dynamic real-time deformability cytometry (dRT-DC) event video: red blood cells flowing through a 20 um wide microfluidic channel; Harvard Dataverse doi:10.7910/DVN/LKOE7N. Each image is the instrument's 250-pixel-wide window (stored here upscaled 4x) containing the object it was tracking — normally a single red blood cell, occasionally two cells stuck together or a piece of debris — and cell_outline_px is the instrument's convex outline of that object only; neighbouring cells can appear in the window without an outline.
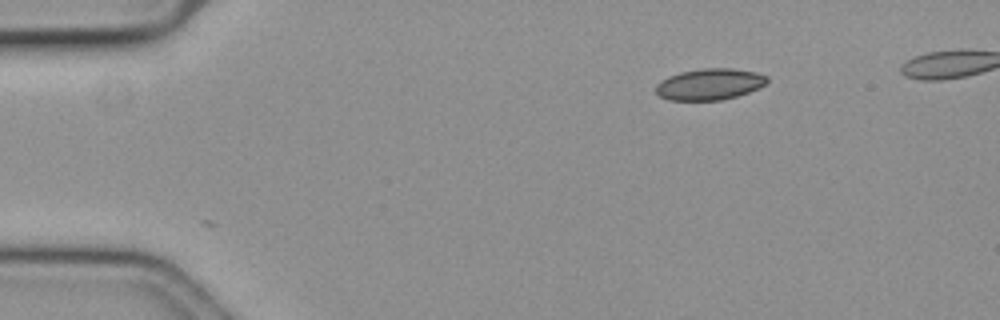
{"species": "common noctule bat (a hibernating species)", "species_latin": "Nyctalus noctula", "temperature_condition": "cold", "stored_images_in_passage": 45, "camera_frame_rate_fps": 3000, "um_per_image_px": 0.085, "animal": {"sex": "female", "body_mass_g": 19.3, "forearm_length_mm": 54.1}, "frame": {"image": 1, "passage_image": 1, "time_ms": 0.0, "image_size_px": [1000, 320], "cell_outline_px": [[768, 80], [760, 88], [736, 96], [720, 100], [668, 100], [660, 96], [656, 92], [656, 84], [660, 80], [668, 76], [680, 72], [700, 68], [732, 68], [756, 72], [768, 76]], "centroid_in_image_um": [60.3, 7.15], "position_along_channel_um": 24.7, "area_um2": 20.4}}
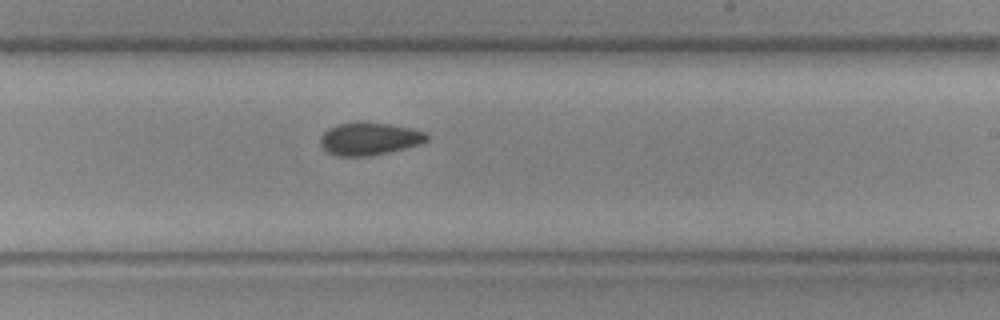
{"frame": {"image": 2, "passage_image": 27, "time_ms": 8.667, "image_size_px": [1000, 320], "cell_outline_px": [[428, 140], [420, 144], [372, 156], [336, 156], [328, 152], [320, 144], [320, 136], [328, 128], [336, 124], [388, 124], [408, 128], [424, 132], [428, 136]], "centroid_in_image_um": [31.36, 11.83], "position_along_channel_um": 257.6, "area_um2": 19.65}}
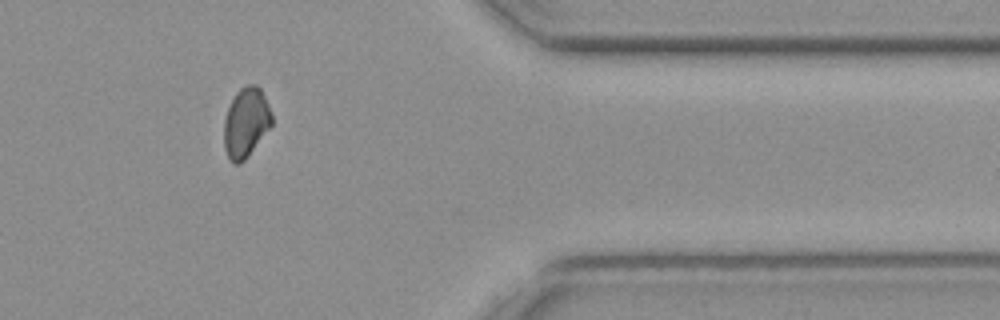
{"frame": {"image": 3, "passage_image": 40, "time_ms": 13.0, "image_size_px": [1000, 320], "cell_outline_px": [[272, 124], [248, 156], [240, 164], [232, 164], [228, 160], [224, 148], [224, 120], [228, 108], [236, 92], [240, 88], [248, 84], [256, 84], [260, 88], [272, 112]], "centroid_in_image_um": [20.89, 10.44], "position_along_channel_um": 390.5, "area_um2": 19.48}, "authors_computed_cell_mechanics": {"area_um2": 19.941, "velocity_mm_per_s": 3.5684, "shape_relaxation_time_tau1_ms": 5.8449, "shape_relaxation_time_tau2_ms": 5.6806, "deformation_change_tau1": 0.074, "deformation_change_tau2": 0.0919}}